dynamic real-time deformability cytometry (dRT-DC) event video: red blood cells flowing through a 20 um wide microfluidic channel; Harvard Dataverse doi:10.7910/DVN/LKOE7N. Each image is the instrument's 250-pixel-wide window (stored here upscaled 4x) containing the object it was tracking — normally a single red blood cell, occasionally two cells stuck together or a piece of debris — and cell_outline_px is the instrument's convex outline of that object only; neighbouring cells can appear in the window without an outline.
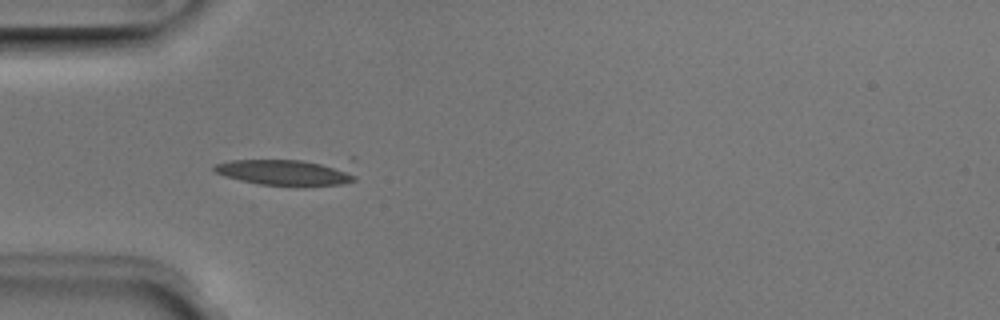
{"species": "Egyptian fruit bat (a non-hibernating species)", "species_latin": "Rousettus aegyptiacus", "temperature_condition": "room temperature", "stored_images_in_passage": 6, "camera_frame_rate_fps": 3000, "um_per_image_px": 0.085, "animal": {"sex": "male"}, "frame": {"image": 1, "passage_image": 4, "time_ms": 1.0, "image_size_px": [1000, 320], "cell_outline_px": [[356, 180], [340, 184], [304, 188], [260, 184], [240, 180], [224, 176], [216, 172], [212, 168], [216, 164], [228, 160], [304, 160], [348, 168], [356, 176]], "centroid_in_image_um": [24.26, 14.69], "position_along_channel_um": 60.7, "area_um2": 21.62}}
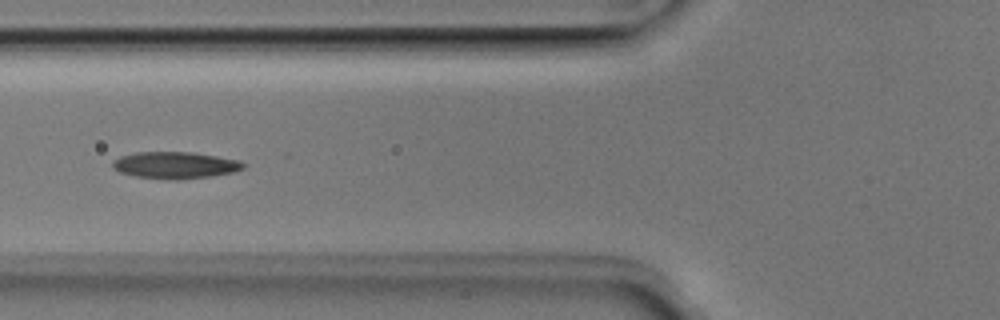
{"frame": {"image": 2, "passage_image": 5, "time_ms": 1.333, "image_size_px": [1000, 320], "cell_outline_px": [[244, 168], [232, 172], [212, 176], [180, 180], [168, 180], [136, 176], [120, 172], [112, 168], [112, 160], [120, 156], [136, 152], [192, 152], [240, 160], [244, 164]], "centroid_in_image_um": [14.86, 14.04], "position_along_channel_um": 110.9, "area_um2": 20.52}}
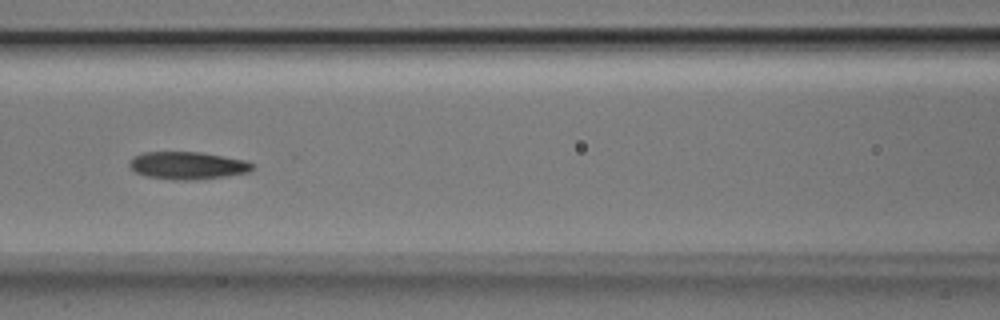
{"frame": {"image": 3, "passage_image": 6, "time_ms": 1.667, "image_size_px": [1000, 320], "cell_outline_px": [[256, 168], [248, 172], [224, 176], [196, 180], [172, 180], [148, 176], [136, 172], [128, 164], [128, 160], [132, 156], [144, 152], [200, 152], [248, 160], [256, 164]], "centroid_in_image_um": [15.98, 14.06], "position_along_channel_um": 150.6, "area_um2": 20.0}}